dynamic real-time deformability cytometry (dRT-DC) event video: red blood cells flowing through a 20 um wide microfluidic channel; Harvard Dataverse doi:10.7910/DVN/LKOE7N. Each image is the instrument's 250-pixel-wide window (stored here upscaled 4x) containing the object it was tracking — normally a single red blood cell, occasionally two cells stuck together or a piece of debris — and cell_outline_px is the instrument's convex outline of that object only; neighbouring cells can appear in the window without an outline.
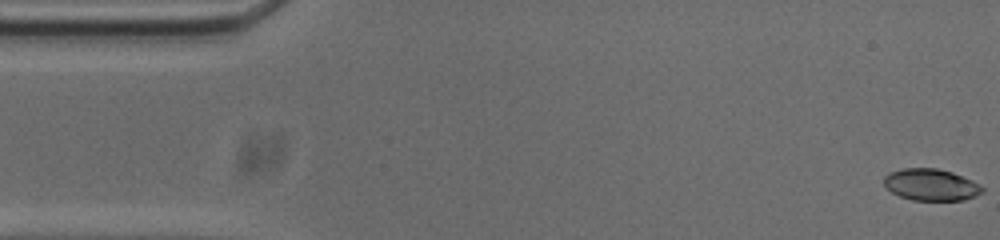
{"species": "common noctule bat (a hibernating species)", "species_latin": "Nyctalus noctula", "temperature_condition": "cold", "stored_images_in_passage": 54, "camera_frame_rate_fps": 3000, "um_per_image_px": 0.085, "animal": {"sex": "male", "body_mass_g": 20.0, "forearm_length_mm": 53.3}, "frame": {"image": 1, "passage_image": 1, "time_ms": 0.0, "image_size_px": [1000, 240], "cell_outline_px": [[984, 192], [976, 196], [964, 200], [912, 200], [900, 196], [892, 192], [884, 184], [884, 176], [888, 172], [900, 168], [936, 168], [952, 172], [972, 180], [980, 184], [984, 188]], "centroid_in_image_um": [79.15, 15.69], "position_along_channel_um": 5.9, "area_um2": 18.32}}
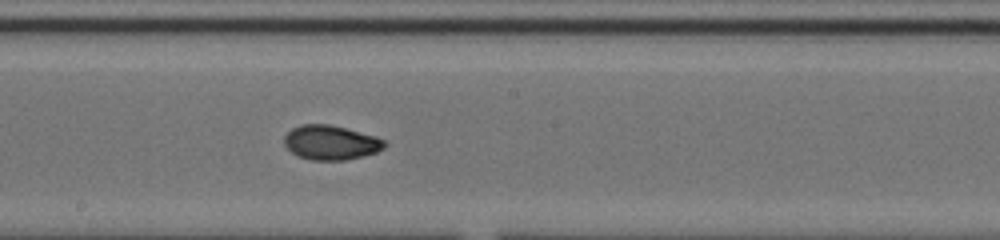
{"frame": {"image": 2, "passage_image": 28, "time_ms": 9.0, "image_size_px": [1000, 240], "cell_outline_px": [[388, 144], [384, 148], [376, 152], [364, 156], [344, 160], [312, 160], [296, 156], [284, 144], [284, 136], [292, 128], [304, 124], [328, 124], [376, 136], [388, 140]], "centroid_in_image_um": [28.15, 12.12], "position_along_channel_um": 220.1, "area_um2": 20.23}}
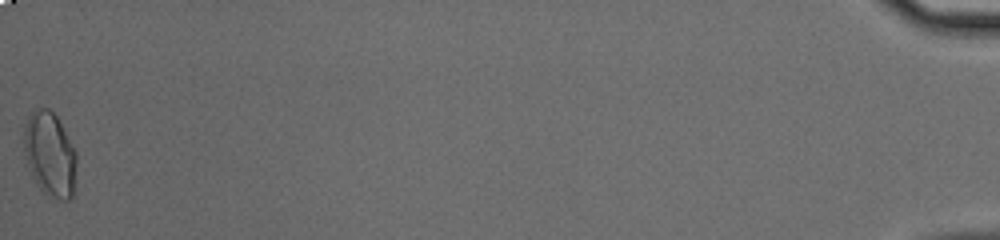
{"frame": {"image": 3, "passage_image": 54, "time_ms": 17.667, "image_size_px": [1000, 240], "cell_outline_px": [[76, 164], [72, 196], [68, 200], [60, 200], [44, 192], [36, 184], [28, 164], [24, 152], [24, 124], [28, 116], [36, 108], [48, 108], [56, 116], [76, 152]], "centroid_in_image_um": [4.23, 13.09], "position_along_channel_um": 431.0, "area_um2": 25.49}, "authors_computed_cell_mechanics": {"area_um2": 19.7387, "velocity_mm_per_s": 3.7287, "shape_relaxation_time_tau1_ms": 6.1547, "shape_relaxation_time_tau2_ms": 1.9983, "deformation_change_tau1": 0.1732, "deformation_change_tau2": 0.0571}}